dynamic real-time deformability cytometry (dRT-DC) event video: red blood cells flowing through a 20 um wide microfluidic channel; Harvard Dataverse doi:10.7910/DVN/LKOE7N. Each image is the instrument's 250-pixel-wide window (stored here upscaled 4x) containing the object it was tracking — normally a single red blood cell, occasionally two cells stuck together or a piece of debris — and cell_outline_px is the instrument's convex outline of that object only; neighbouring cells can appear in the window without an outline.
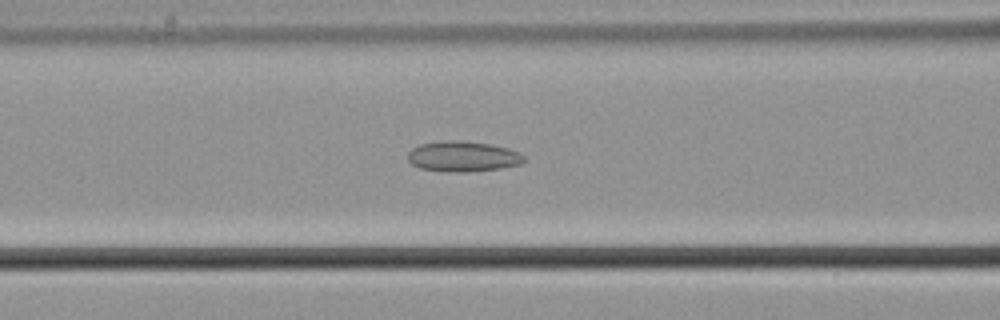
{"species": "common noctule bat (a hibernating species)", "species_latin": "Nyctalus noctula", "temperature_condition": "cold", "stored_images_in_passage": 49, "camera_frame_rate_fps": 3000, "um_per_image_px": 0.085, "animal": {"sex": "male", "body_mass_g": 21.5, "forearm_length_mm": 52.0}, "frame": {"image": 1, "passage_image": 15, "time_ms": 4.667, "image_size_px": [1000, 320], "cell_outline_px": [[524, 160], [520, 164], [500, 168], [468, 172], [444, 172], [420, 168], [412, 164], [408, 160], [408, 152], [412, 148], [420, 144], [448, 140], [460, 140], [492, 144], [508, 148], [520, 152], [524, 156]], "centroid_in_image_um": [39.34, 13.3], "position_along_channel_um": 127.3, "area_um2": 20.75}}
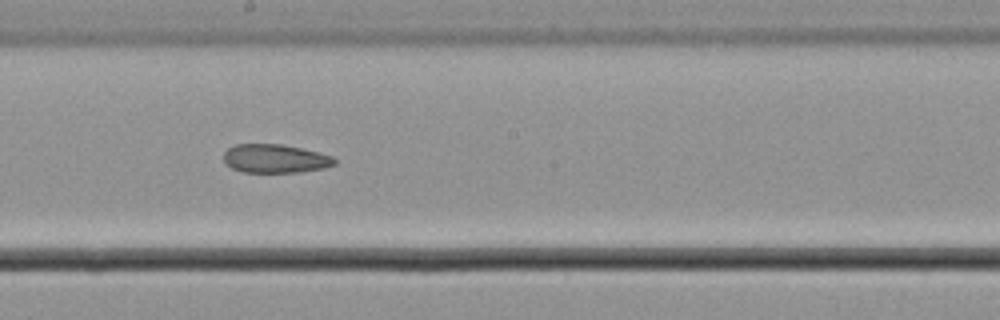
{"frame": {"image": 2, "passage_image": 23, "time_ms": 7.333, "image_size_px": [1000, 320], "cell_outline_px": [[336, 164], [324, 168], [300, 172], [244, 172], [232, 168], [224, 160], [224, 152], [228, 148], [236, 144], [280, 144], [300, 148], [332, 156], [336, 160]], "centroid_in_image_um": [23.39, 13.48], "position_along_channel_um": 224.8, "area_um2": 18.32}}
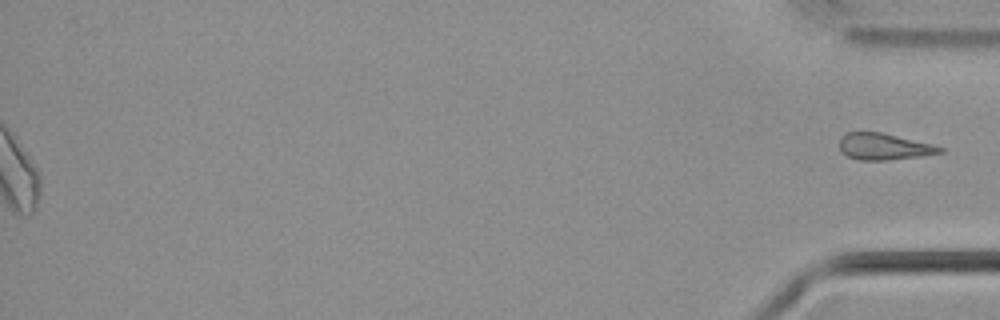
{"frame": {"image": 3, "passage_image": 49, "time_ms": 16.0, "image_size_px": [1000, 320], "cell_outline_px": [[944, 152], [920, 156], [888, 160], [860, 160], [848, 156], [840, 148], [840, 140], [848, 132], [880, 132], [932, 144], [944, 148]], "centroid_in_image_um": [75.16, 12.46], "position_along_channel_um": 360.0, "area_um2": 15.2}}